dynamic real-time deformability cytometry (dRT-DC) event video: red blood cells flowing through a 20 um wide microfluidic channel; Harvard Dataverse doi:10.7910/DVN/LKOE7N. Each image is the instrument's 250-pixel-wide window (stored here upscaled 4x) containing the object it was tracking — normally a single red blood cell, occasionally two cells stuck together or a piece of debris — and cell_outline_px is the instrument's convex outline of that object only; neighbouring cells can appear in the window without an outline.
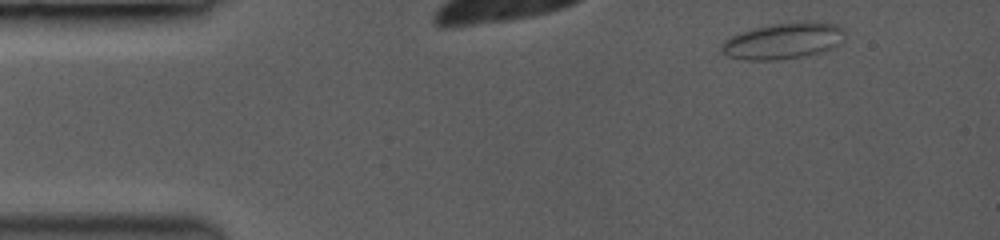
{"species": "common noctule bat (a hibernating species)", "species_latin": "Nyctalus noctula", "temperature_condition": "room temperature", "stored_images_in_passage": 17, "camera_frame_rate_fps": 3500, "um_per_image_px": 0.085, "animal": {"sex": "female", "body_mass_g": 19.0, "forearm_length_mm": 53.3}, "frame": {"image": 1, "passage_image": 1, "time_ms": 0.0, "image_size_px": [1000, 240], "cell_outline_px": [[840, 28], [832, 44], [828, 48], [796, 56], [768, 60], [748, 60], [728, 56], [724, 52], [724, 44], [732, 36], [744, 32], [760, 28], [780, 24], [828, 24]], "centroid_in_image_um": [66.36, 3.52], "position_along_channel_um": 18.6, "area_um2": 22.72}}